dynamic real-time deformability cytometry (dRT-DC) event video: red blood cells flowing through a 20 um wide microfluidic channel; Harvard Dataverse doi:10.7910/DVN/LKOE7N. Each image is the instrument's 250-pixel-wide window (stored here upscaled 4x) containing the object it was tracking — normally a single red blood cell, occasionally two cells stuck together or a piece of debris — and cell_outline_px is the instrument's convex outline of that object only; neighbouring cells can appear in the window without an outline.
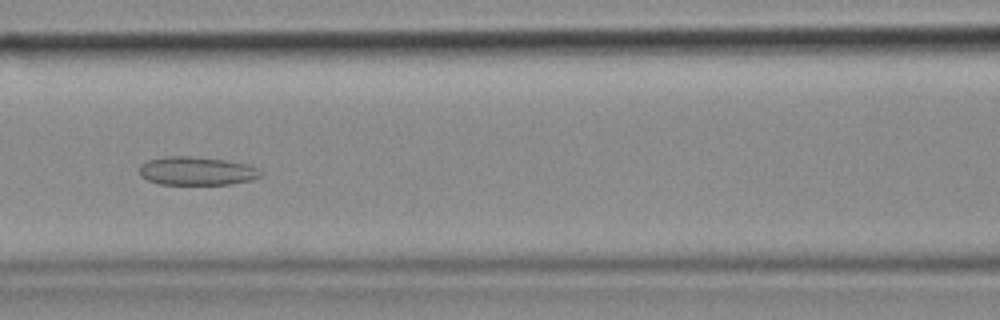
{"species": "common noctule bat (a hibernating species)", "species_latin": "Nyctalus noctula", "temperature_condition": "cold", "stored_images_in_passage": 6, "camera_frame_rate_fps": 3000, "um_per_image_px": 0.085, "animal": {"sex": "female", "body_mass_g": 18.4}, "frame": {"image": 1, "passage_image": 6, "time_ms": 1.667, "image_size_px": [1000, 320], "cell_outline_px": [[264, 172], [260, 176], [252, 180], [228, 184], [160, 184], [148, 180], [140, 176], [140, 164], [148, 160], [164, 156], [192, 156], [224, 160], [248, 164]], "centroid_in_image_um": [16.71, 14.53], "position_along_channel_um": 149.9, "area_um2": 20.11}}